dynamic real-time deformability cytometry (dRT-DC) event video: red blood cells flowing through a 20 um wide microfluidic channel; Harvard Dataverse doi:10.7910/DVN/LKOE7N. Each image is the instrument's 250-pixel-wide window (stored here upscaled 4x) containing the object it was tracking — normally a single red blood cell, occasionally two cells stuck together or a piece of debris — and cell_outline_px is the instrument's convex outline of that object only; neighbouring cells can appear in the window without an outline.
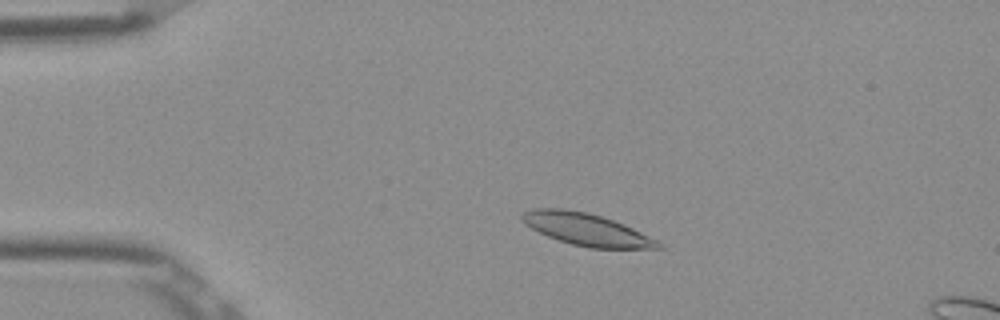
{"species": "Egyptian fruit bat (a non-hibernating species)", "species_latin": "Rousettus aegyptiacus", "temperature_condition": "room temperature", "stored_images_in_passage": 50, "camera_frame_rate_fps": 3000, "um_per_image_px": 0.085, "frame": {"image": 1, "passage_image": 8, "time_ms": 2.333, "image_size_px": [1000, 320], "cell_outline_px": [[664, 248], [588, 248], [572, 244], [548, 236], [532, 228], [520, 216], [524, 212], [532, 208], [564, 208], [588, 212], [624, 224], [664, 244]], "centroid_in_image_um": [49.87, 19.49], "position_along_channel_um": 35.1, "area_um2": 25.14}}
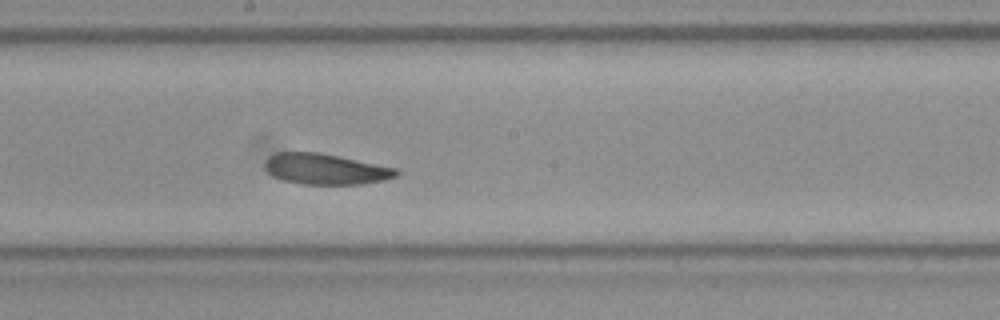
{"frame": {"image": 2, "passage_image": 26, "time_ms": 8.333, "image_size_px": [1000, 320], "cell_outline_px": [[400, 172], [396, 176], [384, 180], [360, 184], [304, 184], [284, 180], [272, 176], [264, 168], [264, 160], [268, 156], [276, 152], [316, 152], [340, 156], [400, 168]], "centroid_in_image_um": [27.68, 14.36], "position_along_channel_um": 220.5, "area_um2": 23.81}}
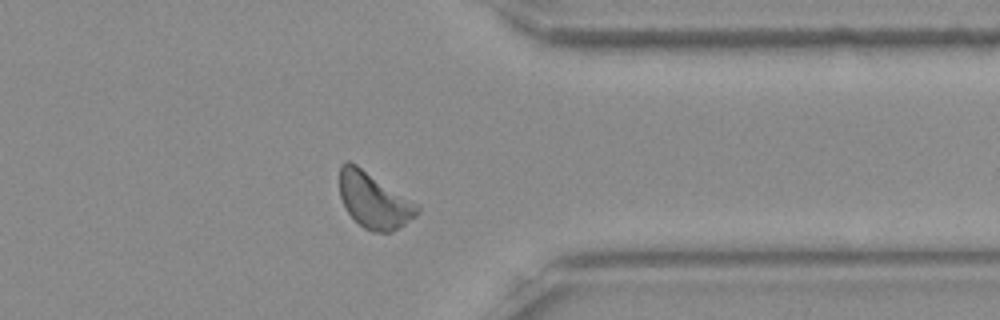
{"frame": {"image": 3, "passage_image": 39, "time_ms": 12.667, "image_size_px": [1000, 320], "cell_outline_px": [[420, 212], [416, 216], [400, 228], [392, 232], [372, 232], [364, 228], [344, 208], [340, 196], [340, 164], [344, 160], [348, 160], [356, 164], [420, 204]], "centroid_in_image_um": [31.81, 17.03], "position_along_channel_um": 379.6, "area_um2": 25.55}, "authors_computed_cell_mechanics": {"area_um2": 24.1893, "velocity_mm_per_s": 3.8335, "shape_relaxation_time_tau1_ms": 4.8746, "shape_relaxation_time_tau2_ms": null, "deformation_change_tau1": 0.1091, "deformation_change_tau2": null}}